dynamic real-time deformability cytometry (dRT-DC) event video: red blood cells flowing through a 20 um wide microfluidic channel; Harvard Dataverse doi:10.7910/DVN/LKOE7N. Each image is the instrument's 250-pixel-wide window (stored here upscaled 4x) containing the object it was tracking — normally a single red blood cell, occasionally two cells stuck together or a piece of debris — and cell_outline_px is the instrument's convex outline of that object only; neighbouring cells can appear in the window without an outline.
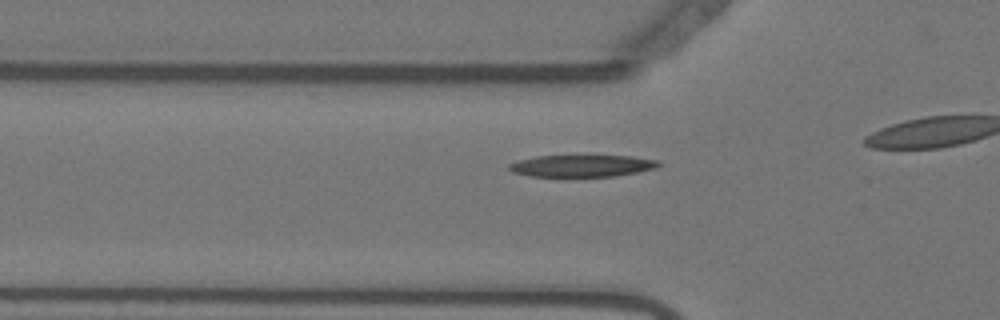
{"species": "Egyptian fruit bat (a non-hibernating species)", "species_latin": "Rousettus aegyptiacus", "temperature_condition": "warm", "stored_images_in_passage": 19, "camera_frame_rate_fps": 3000, "um_per_image_px": 0.085, "animal": {"sex": "female"}, "frame": {"image": 1, "passage_image": 14, "time_ms": 4.333, "image_size_px": [1000, 320], "cell_outline_px": [[664, 164], [656, 168], [616, 176], [564, 180], [532, 176], [512, 172], [508, 168], [508, 164], [520, 160], [536, 156], [632, 156], [660, 160]], "centroid_in_image_um": [49.47, 14.15], "position_along_channel_um": 76.3, "area_um2": 20.23}}